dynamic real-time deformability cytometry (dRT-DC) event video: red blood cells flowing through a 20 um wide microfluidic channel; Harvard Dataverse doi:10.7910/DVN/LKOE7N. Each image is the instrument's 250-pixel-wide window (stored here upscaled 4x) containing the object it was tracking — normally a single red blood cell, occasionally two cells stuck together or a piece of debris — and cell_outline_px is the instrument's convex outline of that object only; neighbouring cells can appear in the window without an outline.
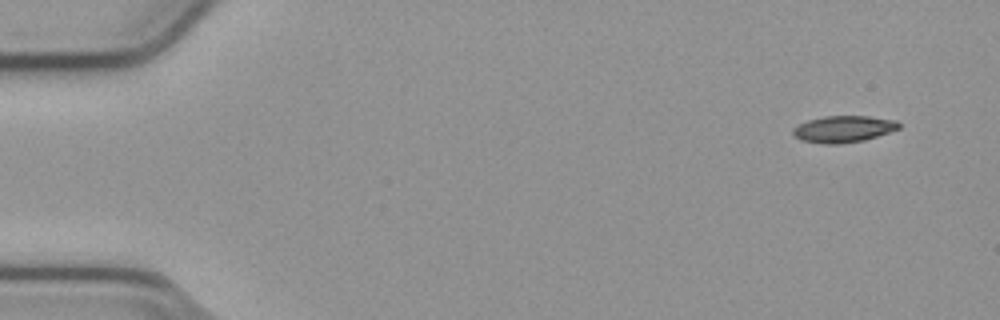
{"species": "common noctule bat (a hibernating species)", "species_latin": "Nyctalus noctula", "temperature_condition": "cold", "stored_images_in_passage": 52, "camera_frame_rate_fps": 3000, "um_per_image_px": 0.085, "animal": {"sex": "male", "body_mass_g": 23.1, "forearm_length_mm": 52.7}, "frame": {"image": 1, "passage_image": 1, "time_ms": 0.0, "image_size_px": [1000, 320], "cell_outline_px": [[900, 128], [864, 140], [840, 144], [824, 144], [800, 140], [792, 132], [792, 128], [808, 120], [824, 116], [868, 116], [896, 120], [900, 124]], "centroid_in_image_um": [71.68, 10.97], "position_along_channel_um": 13.3, "area_um2": 16.36}}
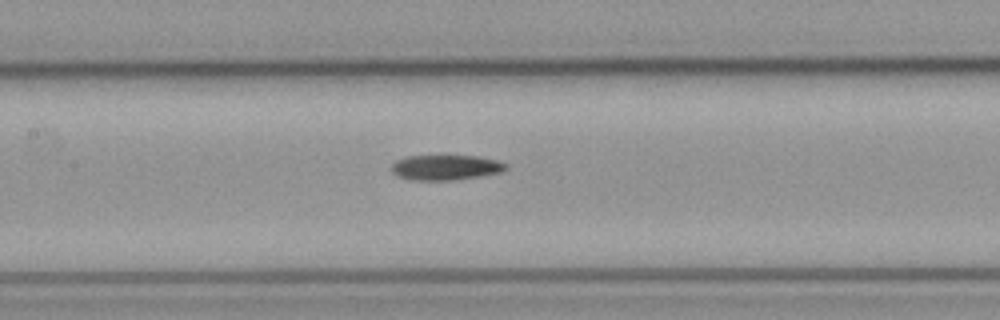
{"frame": {"image": 2, "passage_image": 23, "time_ms": 7.333, "image_size_px": [1000, 320], "cell_outline_px": [[508, 168], [504, 172], [456, 180], [412, 180], [396, 176], [392, 172], [392, 164], [396, 160], [408, 156], [480, 156], [496, 160], [508, 164]], "centroid_in_image_um": [37.92, 14.24], "position_along_channel_um": 169.5, "area_um2": 16.94}}
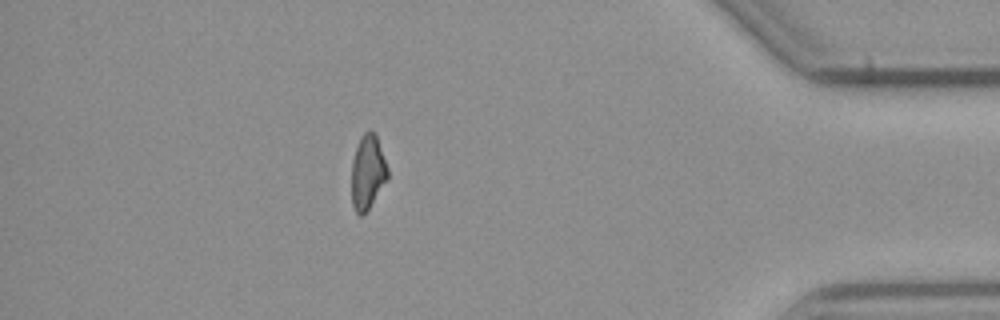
{"frame": {"image": 3, "passage_image": 45, "time_ms": 14.667, "image_size_px": [1000, 320], "cell_outline_px": [[388, 180], [368, 208], [360, 216], [356, 212], [352, 204], [352, 160], [360, 136], [364, 132], [376, 132], [388, 168]], "centroid_in_image_um": [31.26, 14.6], "position_along_channel_um": 403.9, "area_um2": 15.61}}